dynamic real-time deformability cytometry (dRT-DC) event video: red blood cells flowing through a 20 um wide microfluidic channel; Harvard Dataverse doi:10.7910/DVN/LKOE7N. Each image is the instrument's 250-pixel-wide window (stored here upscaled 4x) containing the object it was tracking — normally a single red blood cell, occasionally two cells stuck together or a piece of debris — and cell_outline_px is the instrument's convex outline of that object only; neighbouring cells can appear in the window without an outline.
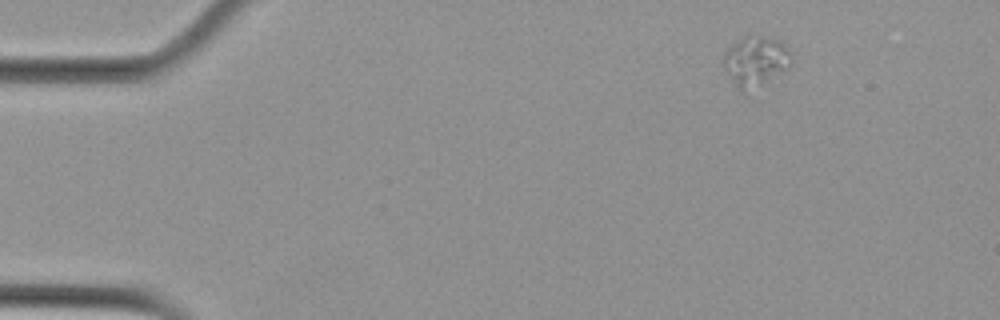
{"species": "Egyptian fruit bat (a non-hibernating species)", "species_latin": "Rousettus aegyptiacus", "temperature_condition": "cold", "stored_images_in_passage": 5, "camera_frame_rate_fps": 3000, "um_per_image_px": 0.085, "animal": {"sex": "female"}, "frame": {"image": 1, "passage_image": 1, "time_ms": 0.0, "image_size_px": [1000, 320], "cell_outline_px": [[792, 64], [788, 68], [764, 84], [740, 92], [724, 68], [724, 52], [732, 44], [744, 36], [768, 36], [784, 44], [792, 52]], "centroid_in_image_um": [64.26, 5.18], "position_along_channel_um": 20.7, "area_um2": 19.71}}
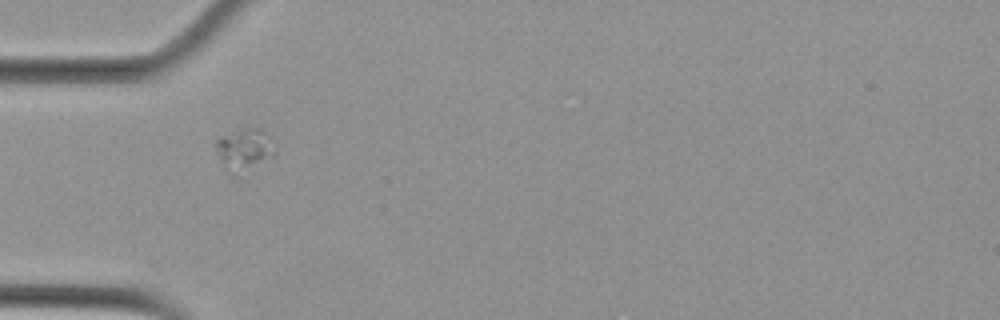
{"frame": {"image": 2, "passage_image": 4, "time_ms": 1.0, "image_size_px": [1000, 320], "cell_outline_px": [[276, 156], [232, 176], [224, 168], [216, 152], [216, 140], [220, 136], [244, 128], [260, 128], [276, 148]], "centroid_in_image_um": [20.75, 12.72], "position_along_channel_um": 64.3, "area_um2": 14.33}}